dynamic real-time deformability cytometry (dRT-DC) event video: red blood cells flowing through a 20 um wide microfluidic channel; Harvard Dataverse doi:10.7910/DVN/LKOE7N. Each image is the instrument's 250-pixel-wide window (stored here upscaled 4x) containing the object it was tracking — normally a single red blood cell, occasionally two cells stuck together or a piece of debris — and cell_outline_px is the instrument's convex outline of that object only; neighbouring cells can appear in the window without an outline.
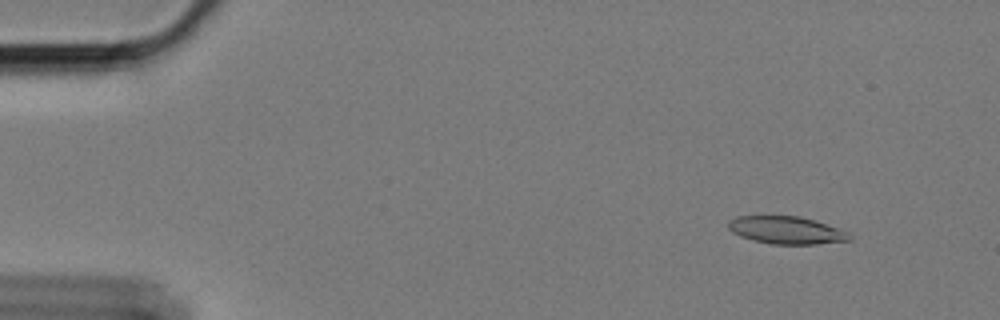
{"species": "Egyptian fruit bat (a non-hibernating species)", "species_latin": "Rousettus aegyptiacus", "temperature_condition": "cold", "stored_images_in_passage": 9, "camera_frame_rate_fps": 3000, "um_per_image_px": 0.085, "animal": {"sex": "female"}, "frame": {"image": 1, "passage_image": 6, "time_ms": 1.667, "image_size_px": [1000, 320], "cell_outline_px": [[852, 240], [816, 244], [772, 244], [752, 240], [740, 236], [732, 232], [728, 228], [728, 220], [736, 216], [800, 216], [848, 232], [852, 236]], "centroid_in_image_um": [66.8, 19.57], "position_along_channel_um": 18.2, "area_um2": 19.36}}